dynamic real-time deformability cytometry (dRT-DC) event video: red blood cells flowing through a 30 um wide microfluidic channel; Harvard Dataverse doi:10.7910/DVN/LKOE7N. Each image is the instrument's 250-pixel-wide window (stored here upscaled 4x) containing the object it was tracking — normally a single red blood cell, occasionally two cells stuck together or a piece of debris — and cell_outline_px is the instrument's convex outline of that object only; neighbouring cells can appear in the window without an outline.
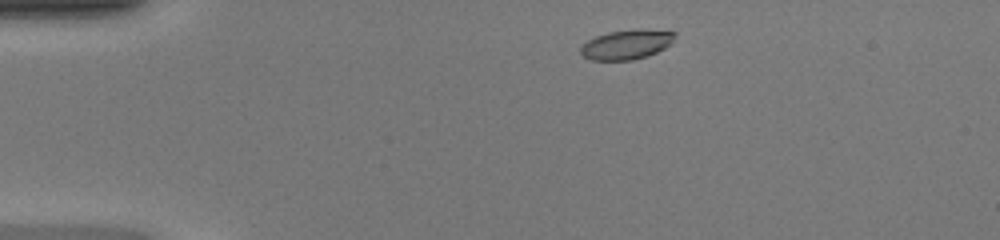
{"species": "common noctule bat (a hibernating species)", "species_latin": "Nyctalus noctula", "temperature_condition": "warm", "stored_images_in_passage": 42, "camera_frame_rate_fps": 3000, "um_per_image_px": 0.085, "animal": {"sex": "female", "body_mass_g": 20.0, "forearm_length_mm": 54.0}, "frame": {"image": 1, "passage_image": 3, "time_ms": 0.667, "image_size_px": [1000, 240], "cell_outline_px": [[676, 36], [672, 44], [648, 56], [632, 60], [592, 60], [584, 56], [580, 52], [580, 48], [588, 40], [596, 36], [608, 32], [636, 28], [676, 32]], "centroid_in_image_um": [53.29, 3.77], "position_along_channel_um": 31.7, "area_um2": 16.36}}
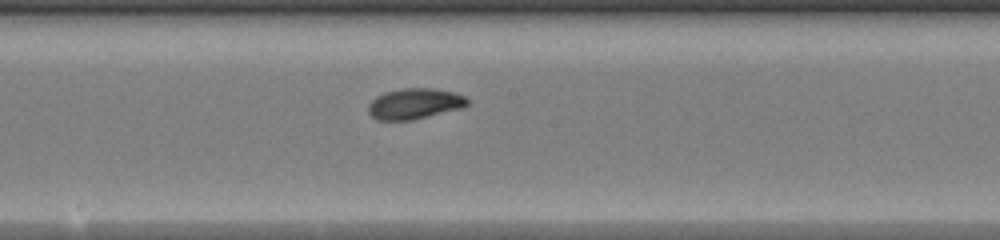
{"frame": {"image": 2, "passage_image": 20, "time_ms": 6.333, "image_size_px": [1000, 240], "cell_outline_px": [[468, 104], [460, 108], [412, 120], [376, 120], [368, 112], [368, 104], [376, 96], [384, 92], [400, 88], [436, 88], [452, 92], [464, 96], [468, 100]], "centroid_in_image_um": [35.19, 8.8], "position_along_channel_um": 213.0, "area_um2": 17.69}}
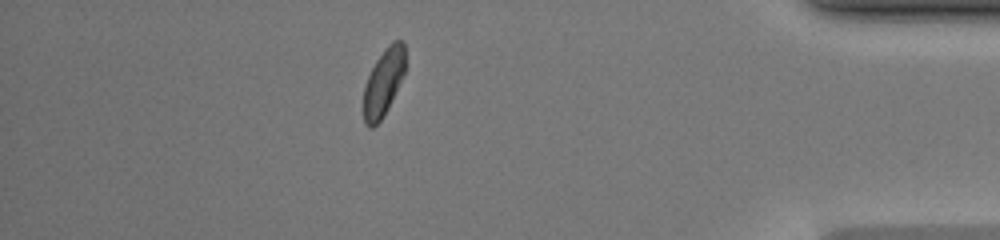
{"frame": {"image": 3, "passage_image": 36, "time_ms": 11.667, "image_size_px": [1000, 240], "cell_outline_px": [[404, 72], [388, 108], [380, 120], [372, 128], [368, 128], [364, 124], [364, 88], [368, 76], [376, 60], [388, 44], [392, 40], [400, 40], [404, 44]], "centroid_in_image_um": [32.58, 7.0], "position_along_channel_um": 402.6, "area_um2": 15.95}, "authors_computed_cell_mechanics": {"area_um2": 17.1955, "velocity_mm_per_s": 4.291, "shape_relaxation_time_tau1_ms": 4.178, "shape_relaxation_time_tau2_ms": 2.492, "deformation_change_tau1": 0.1582, "deformation_change_tau2": 0.0747}}